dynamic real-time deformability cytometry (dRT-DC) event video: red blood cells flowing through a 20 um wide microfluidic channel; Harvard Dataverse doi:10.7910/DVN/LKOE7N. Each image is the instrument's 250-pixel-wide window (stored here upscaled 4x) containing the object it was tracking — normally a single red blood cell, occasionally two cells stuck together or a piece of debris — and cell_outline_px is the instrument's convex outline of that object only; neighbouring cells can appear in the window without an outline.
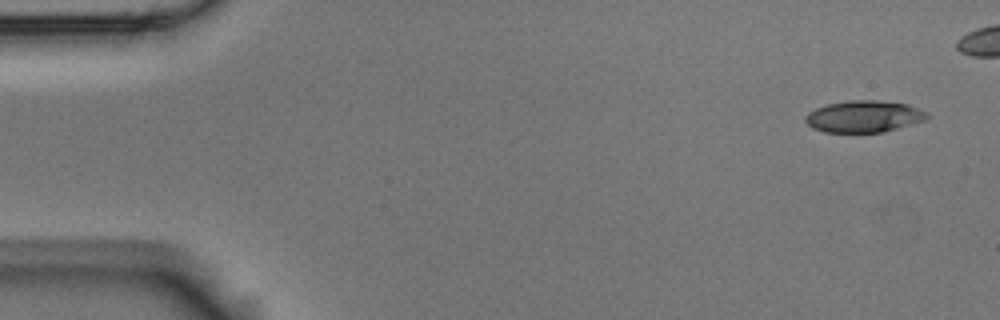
{"species": "Egyptian fruit bat (a non-hibernating species)", "species_latin": "Rousettus aegyptiacus", "temperature_condition": "room temperature", "stored_images_in_passage": 6, "segment_of_instrument_passage": [1, 2], "camera_frame_rate_fps": 3000, "um_per_image_px": 0.085, "animal": {"sex": "male"}, "frame": {"image": 1, "passage_image": 1, "time_ms": 0.0, "image_size_px": [1000, 320], "cell_outline_px": [[928, 116], [924, 120], [884, 132], [824, 132], [812, 128], [804, 120], [804, 116], [808, 112], [816, 108], [828, 104], [848, 100], [876, 100], [908, 104], [920, 108], [928, 112]], "centroid_in_image_um": [73.42, 9.89], "position_along_channel_um": 11.6, "area_um2": 22.54}}
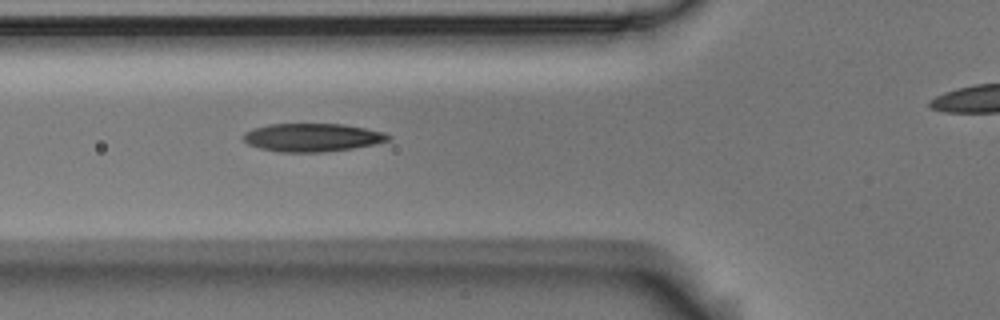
{"frame": {"image": 2, "passage_image": 5, "time_ms": 1.333, "image_size_px": [1000, 320], "cell_outline_px": [[392, 136], [388, 140], [372, 144], [352, 148], [324, 152], [280, 152], [260, 148], [248, 144], [244, 140], [244, 132], [252, 128], [268, 124], [344, 124], [384, 132]], "centroid_in_image_um": [26.51, 11.68], "position_along_channel_um": 99.3, "area_um2": 23.7}}